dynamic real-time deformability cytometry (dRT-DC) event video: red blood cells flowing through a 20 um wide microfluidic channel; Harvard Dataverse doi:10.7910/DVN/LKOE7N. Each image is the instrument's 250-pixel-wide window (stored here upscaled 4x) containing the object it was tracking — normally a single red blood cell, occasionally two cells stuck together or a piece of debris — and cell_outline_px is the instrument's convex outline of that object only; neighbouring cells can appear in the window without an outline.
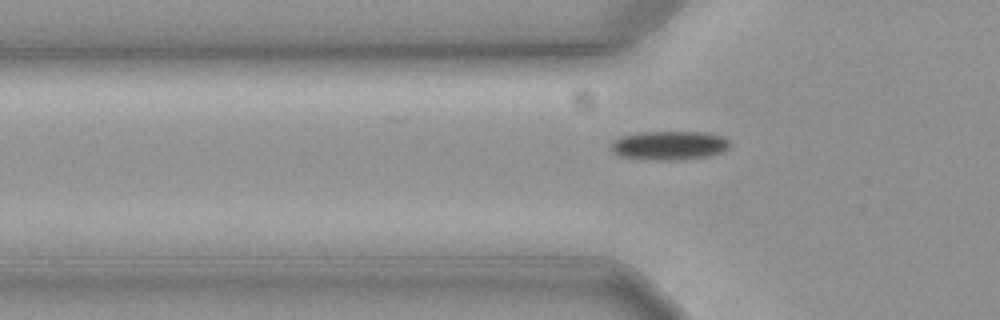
{"species": "common noctule bat (a hibernating species)", "species_latin": "Nyctalus noctula", "temperature_condition": "cold", "stored_images_in_passage": 34, "camera_frame_rate_fps": 3000, "um_per_image_px": 0.085, "animal": {"sex": "female", "body_mass_g": 19.3, "forearm_length_mm": 54.1}, "frame": {"image": 1, "passage_image": 2, "time_ms": 0.333, "image_size_px": [1000, 320], "cell_outline_px": [[732, 144], [728, 148], [720, 152], [708, 156], [680, 160], [656, 160], [620, 156], [612, 148], [612, 144], [616, 140], [624, 136], [640, 132], [700, 132], [720, 136], [728, 140]], "centroid_in_image_um": [56.94, 12.36], "position_along_channel_um": 68.9, "area_um2": 19.59}}
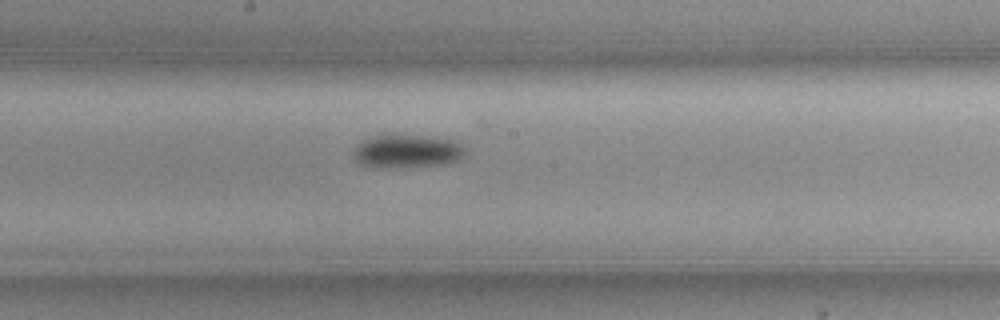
{"frame": {"image": 2, "passage_image": 14, "time_ms": 4.333, "image_size_px": [1000, 320], "cell_outline_px": [[464, 152], [456, 160], [448, 164], [360, 164], [352, 156], [356, 148], [364, 140], [376, 136], [420, 136], [448, 140], [460, 144], [464, 148]], "centroid_in_image_um": [34.61, 12.81], "position_along_channel_um": 213.6, "area_um2": 19.54}}
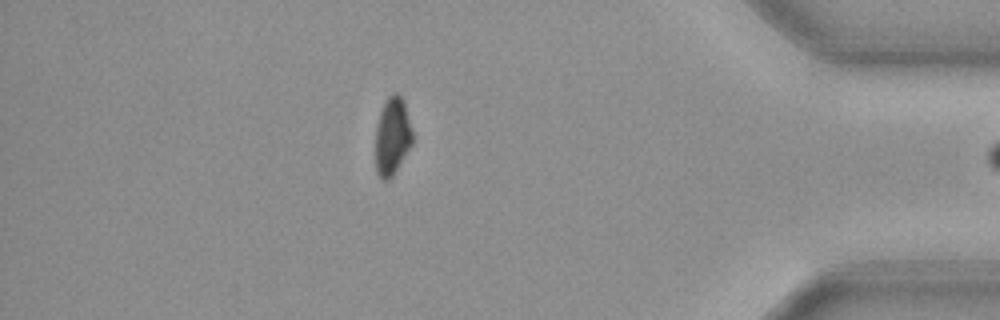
{"frame": {"image": 3, "passage_image": 33, "time_ms": 10.667, "image_size_px": [1000, 320], "cell_outline_px": [[412, 144], [392, 176], [388, 180], [384, 180], [376, 172], [376, 128], [380, 112], [388, 96], [392, 92], [400, 92], [404, 100], [412, 132]], "centroid_in_image_um": [33.35, 11.53], "position_along_channel_um": 401.9, "area_um2": 16.65}}